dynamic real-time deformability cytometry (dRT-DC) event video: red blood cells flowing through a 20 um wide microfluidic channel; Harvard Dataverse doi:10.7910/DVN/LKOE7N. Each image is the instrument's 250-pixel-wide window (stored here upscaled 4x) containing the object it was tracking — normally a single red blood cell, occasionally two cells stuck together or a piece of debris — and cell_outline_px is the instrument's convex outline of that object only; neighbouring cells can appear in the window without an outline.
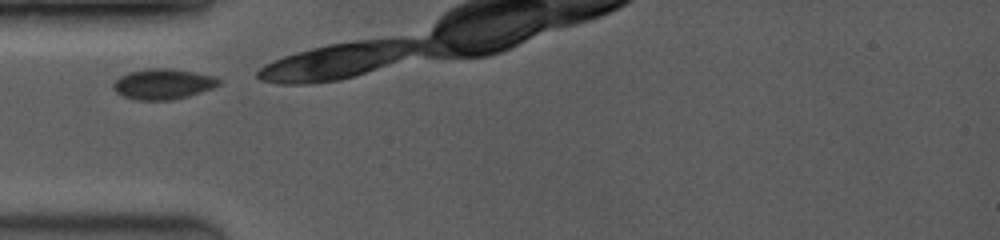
{"species": "common noctule bat (a hibernating species)", "species_latin": "Nyctalus noctula", "temperature_condition": "room temperature", "stored_images_in_passage": 6, "camera_frame_rate_fps": 3500, "um_per_image_px": 0.085, "animal": {"sex": "female", "body_mass_g": 19.0, "forearm_length_mm": 53.3}, "frame": {"image": 1, "passage_image": 1, "time_ms": 0.0, "image_size_px": [1000, 240], "cell_outline_px": [[220, 84], [212, 88], [188, 96], [172, 100], [136, 100], [124, 96], [116, 92], [112, 88], [112, 84], [120, 76], [128, 72], [148, 68], [168, 68], [196, 72], [216, 76], [220, 80]], "centroid_in_image_um": [13.85, 7.13], "position_along_channel_um": 71.1, "area_um2": 18.84}}